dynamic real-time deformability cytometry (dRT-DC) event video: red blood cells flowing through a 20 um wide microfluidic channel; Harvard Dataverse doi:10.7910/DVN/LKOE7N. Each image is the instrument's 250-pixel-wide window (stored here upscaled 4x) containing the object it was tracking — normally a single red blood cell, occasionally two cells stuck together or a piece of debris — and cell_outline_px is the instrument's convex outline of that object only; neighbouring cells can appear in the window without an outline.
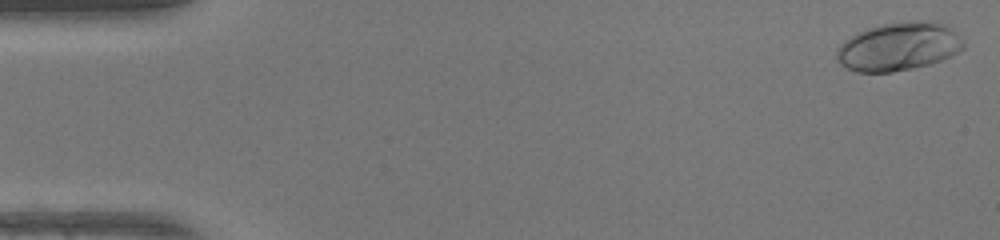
{"species": "human", "species_latin": "Homo sapiens", "temperature_condition": "warm", "stored_images_in_passage": 48, "camera_frame_rate_fps": 3000, "um_per_image_px": 0.085, "donor": {"sex": "female"}, "frame": {"image": 1, "passage_image": 1, "time_ms": 0.0, "image_size_px": [1000, 240], "cell_outline_px": [[964, 48], [952, 56], [928, 64], [912, 68], [892, 72], [856, 72], [840, 64], [836, 56], [836, 48], [844, 40], [868, 28], [884, 24], [916, 20], [924, 20], [948, 24], [964, 40]], "centroid_in_image_um": [76.41, 3.95], "position_along_channel_um": 8.6, "area_um2": 35.78}}
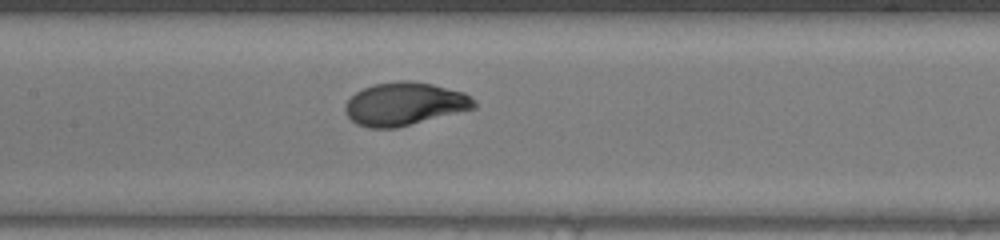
{"frame": {"image": 2, "passage_image": 23, "time_ms": 7.333, "image_size_px": [1000, 240], "cell_outline_px": [[476, 108], [396, 128], [368, 128], [356, 124], [344, 112], [344, 104], [356, 92], [372, 84], [400, 80], [408, 80], [432, 84], [464, 92], [476, 104]], "centroid_in_image_um": [34.35, 8.83], "position_along_channel_um": 173.1, "area_um2": 32.31}}
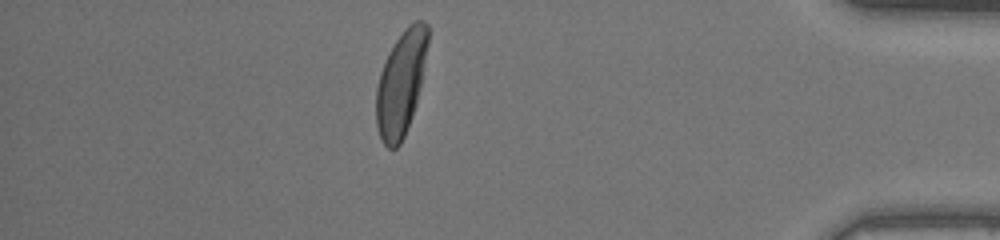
{"frame": {"image": 3, "passage_image": 42, "time_ms": 13.667, "image_size_px": [1000, 240], "cell_outline_px": [[428, 44], [420, 88], [416, 104], [412, 116], [404, 136], [400, 144], [396, 148], [388, 148], [384, 144], [380, 136], [376, 124], [376, 88], [380, 72], [388, 52], [404, 28], [412, 20], [424, 20], [428, 24]], "centroid_in_image_um": [34.08, 7.04], "position_along_channel_um": 401.1, "area_um2": 31.62}, "authors_computed_cell_mechanics": {"area_um2": 32.079, "velocity_mm_per_s": 4.2951, "shape_relaxation_time_tau1_ms": 2.4068, "shape_relaxation_time_tau2_ms": null, "deformation_change_tau1": 0.1942, "deformation_change_tau2": null}}